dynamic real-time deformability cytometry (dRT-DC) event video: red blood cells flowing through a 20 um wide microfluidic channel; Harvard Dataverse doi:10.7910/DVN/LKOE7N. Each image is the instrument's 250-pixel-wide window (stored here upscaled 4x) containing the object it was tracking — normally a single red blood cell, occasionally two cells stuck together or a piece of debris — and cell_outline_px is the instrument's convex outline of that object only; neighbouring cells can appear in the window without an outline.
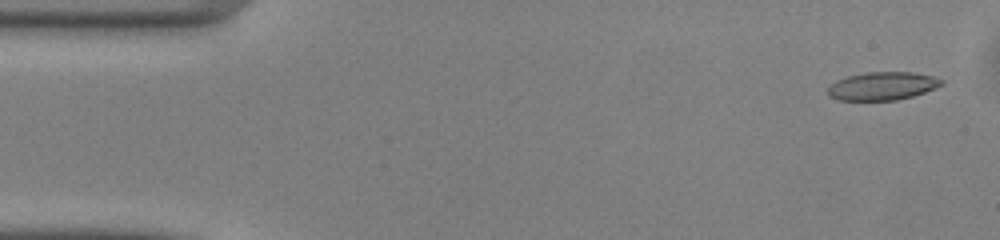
{"species": "common noctule bat (a hibernating species)", "species_latin": "Nyctalus noctula", "temperature_condition": "warm", "stored_images_in_passage": 49, "camera_frame_rate_fps": 3000, "um_per_image_px": 0.085, "animal": {"sex": "male", "body_mass_g": 13.0, "forearm_length_mm": 53.1}, "frame": {"image": 1, "passage_image": 2, "time_ms": 0.333, "image_size_px": [1000, 240], "cell_outline_px": [[944, 84], [924, 92], [912, 96], [896, 100], [836, 100], [828, 96], [828, 88], [836, 80], [848, 76], [868, 72], [912, 72], [932, 76], [944, 80]], "centroid_in_image_um": [74.99, 7.31], "position_along_channel_um": 10.0, "area_um2": 18.55}}
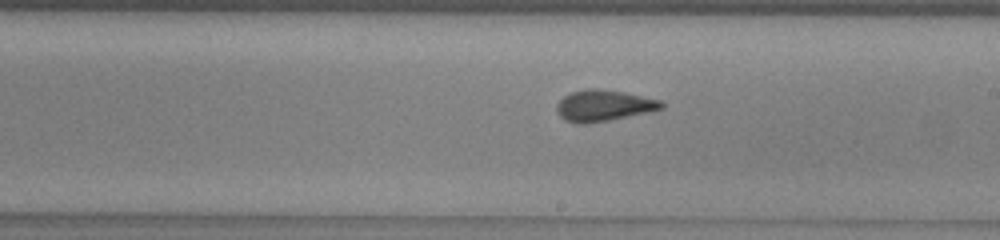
{"frame": {"image": 2, "passage_image": 27, "time_ms": 8.667, "image_size_px": [1000, 240], "cell_outline_px": [[664, 108], [648, 112], [588, 124], [576, 124], [564, 120], [560, 116], [556, 108], [556, 104], [564, 96], [572, 92], [584, 88], [596, 88], [624, 92], [660, 100], [664, 104]], "centroid_in_image_um": [51.28, 8.97], "position_along_channel_um": 237.7, "area_um2": 19.07}}
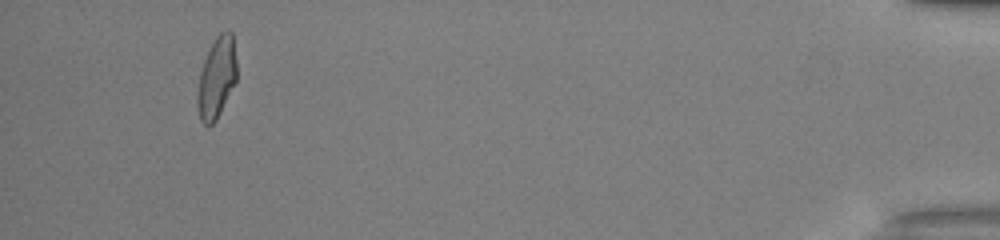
{"frame": {"image": 3, "passage_image": 46, "time_ms": 15.0, "image_size_px": [1000, 240], "cell_outline_px": [[236, 80], [216, 120], [208, 128], [200, 120], [196, 100], [196, 96], [200, 72], [204, 60], [216, 36], [220, 32], [232, 32], [236, 60]], "centroid_in_image_um": [18.39, 6.64], "position_along_channel_um": 416.8, "area_um2": 18.38}, "authors_computed_cell_mechanics": {"area_um2": 18.9584, "velocity_mm_per_s": 4.1186, "shape_relaxation_time_tau1_ms": 6.3705, "shape_relaxation_time_tau2_ms": 1.6515, "deformation_change_tau1": 0.1993, "deformation_change_tau2": 0.0952}}